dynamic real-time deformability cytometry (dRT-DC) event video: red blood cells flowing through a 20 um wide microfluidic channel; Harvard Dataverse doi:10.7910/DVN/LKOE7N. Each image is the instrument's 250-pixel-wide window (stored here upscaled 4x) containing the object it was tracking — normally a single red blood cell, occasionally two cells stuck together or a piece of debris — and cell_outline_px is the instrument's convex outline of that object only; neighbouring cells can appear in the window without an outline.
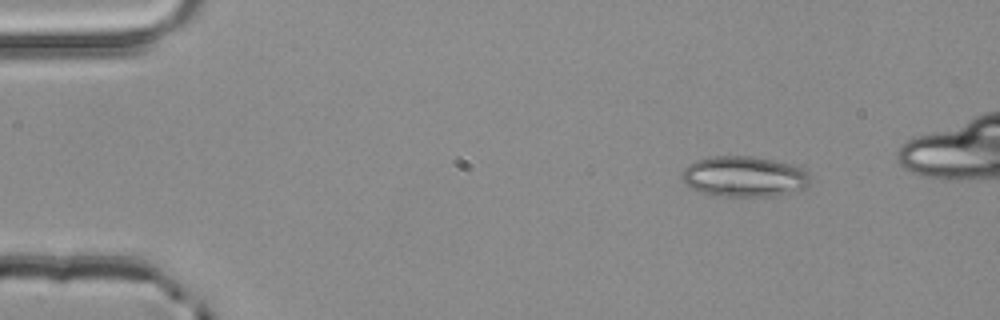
{"species": "common noctule bat (a hibernating species)", "species_latin": "Nyctalus noctula", "temperature_condition": "room temperature", "stored_images_in_passage": 3, "camera_frame_rate_fps": 3000, "um_per_image_px": 0.085, "animal": {"sex": "male", "body_mass_g": 20.4}, "frame": {"image": 1, "passage_image": 1, "time_ms": 0.0, "image_size_px": [1000, 320], "cell_outline_px": [[808, 188], [796, 192], [772, 196], [716, 196], [700, 192], [692, 188], [680, 180], [680, 176], [684, 168], [688, 164], [696, 160], [712, 156], [752, 156], [772, 160], [804, 168], [808, 176]], "centroid_in_image_um": [63.22, 15.02], "position_along_channel_um": 21.8, "area_um2": 30.58}}